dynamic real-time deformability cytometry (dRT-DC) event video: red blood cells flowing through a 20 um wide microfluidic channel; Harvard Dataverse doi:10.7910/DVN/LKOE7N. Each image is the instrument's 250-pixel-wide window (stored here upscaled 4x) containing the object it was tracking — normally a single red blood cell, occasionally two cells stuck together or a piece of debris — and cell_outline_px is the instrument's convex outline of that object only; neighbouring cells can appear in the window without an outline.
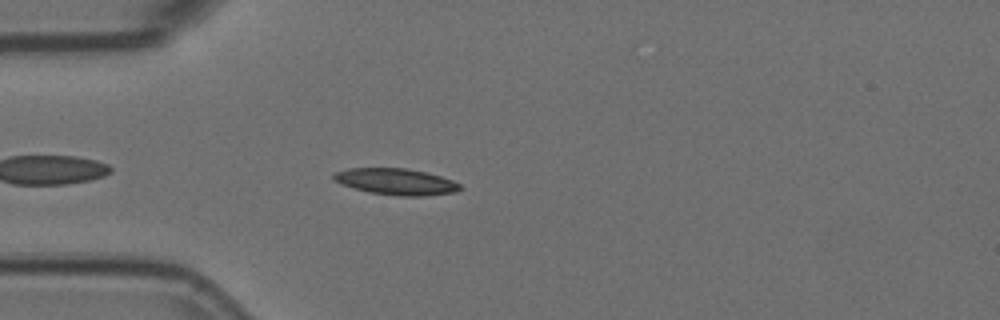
{"species": "Egyptian fruit bat (a non-hibernating species)", "species_latin": "Rousettus aegyptiacus", "temperature_condition": "room temperature", "stored_images_in_passage": 4, "camera_frame_rate_fps": 3000, "um_per_image_px": 0.085, "animal": {"sex": "female"}, "frame": {"image": 1, "passage_image": 4, "time_ms": 1.0, "image_size_px": [1000, 320], "cell_outline_px": [[464, 188], [456, 192], [424, 196], [400, 196], [372, 192], [340, 184], [332, 180], [332, 172], [348, 168], [408, 168], [440, 176], [452, 180], [460, 184]], "centroid_in_image_um": [33.65, 15.43], "position_along_channel_um": 51.3, "area_um2": 19.48}}